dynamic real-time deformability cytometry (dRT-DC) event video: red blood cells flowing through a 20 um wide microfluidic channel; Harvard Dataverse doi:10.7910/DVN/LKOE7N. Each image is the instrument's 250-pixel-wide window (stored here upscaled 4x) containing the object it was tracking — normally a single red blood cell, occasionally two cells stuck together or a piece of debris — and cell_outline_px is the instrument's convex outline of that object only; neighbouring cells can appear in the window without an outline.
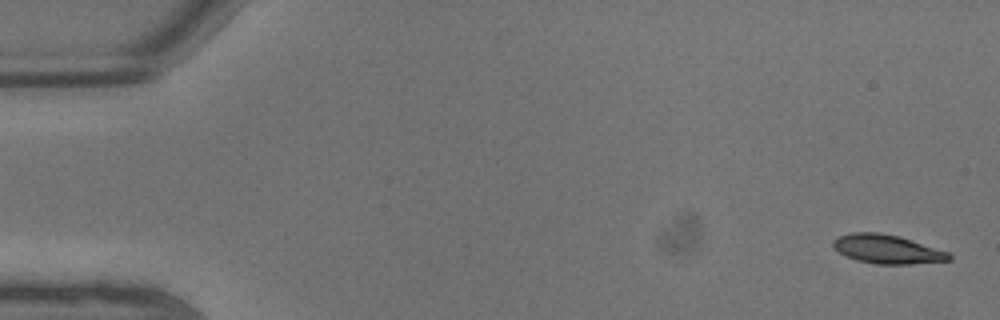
{"species": "common noctule bat (a hibernating species)", "species_latin": "Nyctalus noctula", "temperature_condition": "warm", "stored_images_in_passage": 9, "camera_frame_rate_fps": 3000, "um_per_image_px": 0.085, "animal": {"sex": "male", "body_mass_g": 13.3}, "frame": {"image": 1, "passage_image": 1, "time_ms": 0.0, "image_size_px": [1000, 320], "cell_outline_px": [[952, 260], [908, 264], [876, 264], [856, 260], [840, 252], [832, 244], [832, 240], [840, 236], [852, 232], [880, 232], [900, 236], [948, 252], [952, 256]], "centroid_in_image_um": [75.42, 21.17], "position_along_channel_um": 9.6, "area_um2": 19.36}}
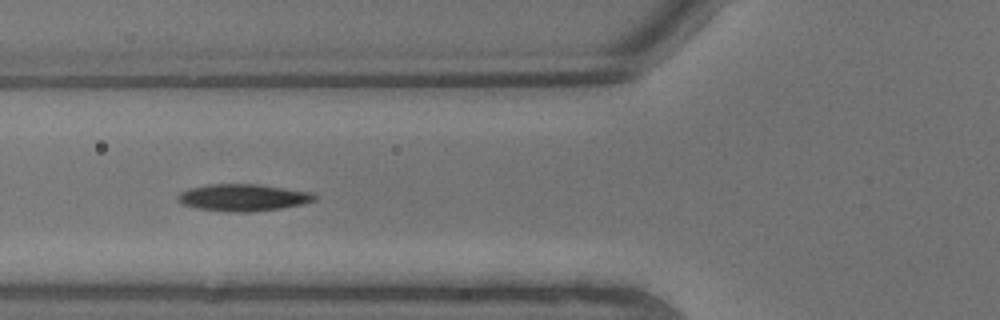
{"frame": {"image": 2, "passage_image": 8, "time_ms": 2.333, "image_size_px": [1000, 320], "cell_outline_px": [[316, 200], [304, 204], [280, 208], [248, 212], [232, 212], [196, 208], [180, 204], [176, 200], [176, 196], [180, 192], [188, 188], [208, 184], [260, 184], [312, 192], [316, 196]], "centroid_in_image_um": [20.63, 16.78], "position_along_channel_um": 105.2, "area_um2": 21.73}}
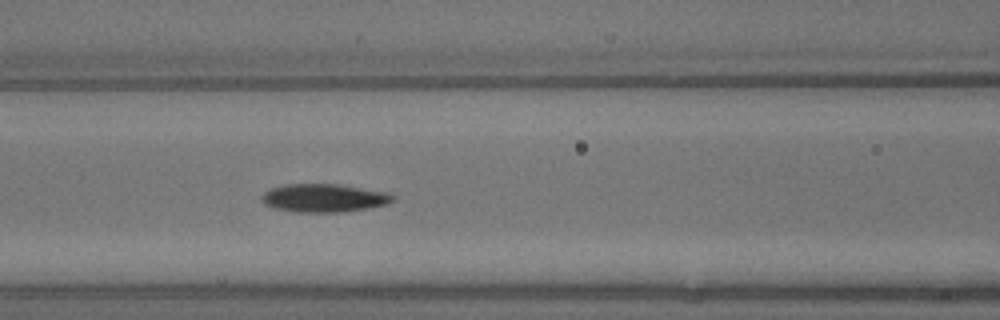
{"frame": {"image": 3, "passage_image": 9, "time_ms": 2.667, "image_size_px": [1000, 320], "cell_outline_px": [[396, 200], [388, 204], [368, 208], [344, 212], [296, 212], [276, 208], [264, 204], [260, 200], [260, 196], [264, 192], [272, 188], [288, 184], [336, 184], [388, 192], [396, 196]], "centroid_in_image_um": [27.57, 16.83], "position_along_channel_um": 139.0, "area_um2": 21.68}}